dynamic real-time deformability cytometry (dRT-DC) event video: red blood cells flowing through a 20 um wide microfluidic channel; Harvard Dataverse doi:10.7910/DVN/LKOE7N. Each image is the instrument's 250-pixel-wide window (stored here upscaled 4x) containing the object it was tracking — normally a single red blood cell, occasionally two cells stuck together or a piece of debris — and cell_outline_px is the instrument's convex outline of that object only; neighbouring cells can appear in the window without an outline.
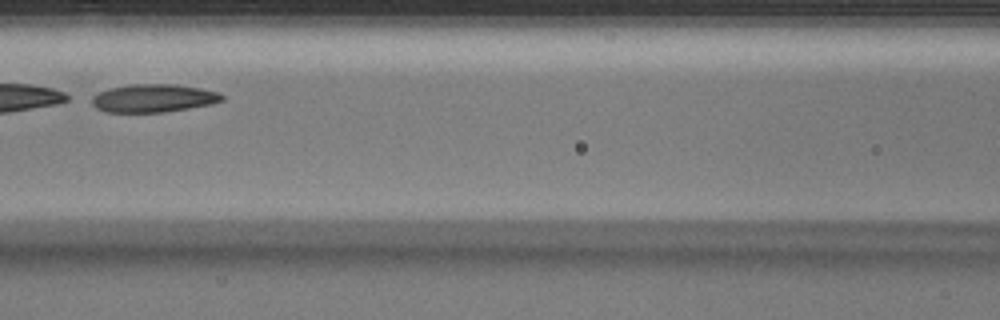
{"species": "Egyptian fruit bat (a non-hibernating species)", "species_latin": "Rousettus aegyptiacus", "temperature_condition": "warm", "stored_images_in_passage": 26, "camera_frame_rate_fps": 3000, "um_per_image_px": 0.085, "animal": {"sex": "male"}, "frame": {"image": 1, "passage_image": 8, "time_ms": 2.333, "image_size_px": [1000, 320], "cell_outline_px": [[224, 100], [212, 104], [164, 112], [108, 112], [96, 108], [92, 104], [92, 96], [100, 92], [112, 88], [132, 84], [172, 84], [200, 88], [216, 92], [224, 96]], "centroid_in_image_um": [13.05, 8.35], "position_along_channel_um": 153.5, "area_um2": 21.04}}